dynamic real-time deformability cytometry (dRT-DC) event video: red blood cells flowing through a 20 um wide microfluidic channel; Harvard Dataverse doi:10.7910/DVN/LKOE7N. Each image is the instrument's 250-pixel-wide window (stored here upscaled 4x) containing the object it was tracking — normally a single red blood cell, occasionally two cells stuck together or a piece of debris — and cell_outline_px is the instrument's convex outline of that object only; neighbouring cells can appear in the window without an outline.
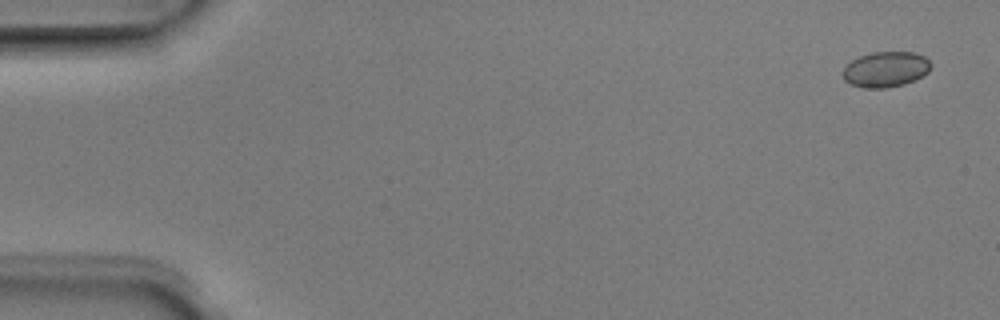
{"species": "Egyptian fruit bat (a non-hibernating species)", "species_latin": "Rousettus aegyptiacus", "temperature_condition": "room temperature", "stored_images_in_passage": 5, "camera_frame_rate_fps": 3000, "um_per_image_px": 0.085, "animal": {"sex": "male"}, "frame": {"image": 1, "passage_image": 1, "time_ms": 0.0, "image_size_px": [1000, 320], "cell_outline_px": [[932, 64], [928, 72], [904, 84], [884, 88], [864, 88], [852, 84], [844, 80], [840, 72], [852, 60], [860, 56], [872, 52], [912, 52], [924, 56]], "centroid_in_image_um": [75.25, 5.89], "position_along_channel_um": 9.7, "area_um2": 18.09}}
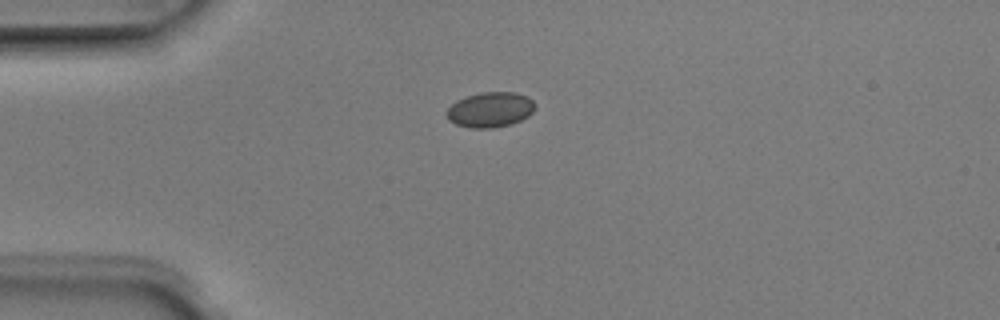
{"frame": {"image": 2, "passage_image": 4, "time_ms": 1.0, "image_size_px": [1000, 320], "cell_outline_px": [[536, 108], [528, 116], [512, 124], [492, 128], [472, 128], [456, 124], [448, 120], [444, 112], [456, 100], [480, 92], [516, 92], [528, 96], [536, 104]], "centroid_in_image_um": [41.67, 9.32], "position_along_channel_um": 43.3, "area_um2": 18.32}}